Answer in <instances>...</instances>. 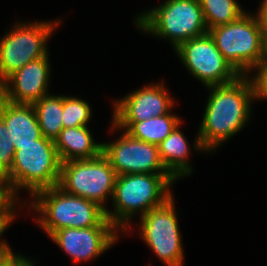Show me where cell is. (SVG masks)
I'll return each instance as SVG.
<instances>
[{"mask_svg": "<svg viewBox=\"0 0 267 266\" xmlns=\"http://www.w3.org/2000/svg\"><path fill=\"white\" fill-rule=\"evenodd\" d=\"M207 90L209 97L192 145L194 151L213 153L247 126L254 93L247 75H240L225 85L207 87Z\"/></svg>", "mask_w": 267, "mask_h": 266, "instance_id": "cell-1", "label": "cell"}, {"mask_svg": "<svg viewBox=\"0 0 267 266\" xmlns=\"http://www.w3.org/2000/svg\"><path fill=\"white\" fill-rule=\"evenodd\" d=\"M177 182L171 174L117 175L111 200L114 210L107 209L106 217L122 234L131 233L133 216L140 213L141 217L164 204L173 196L170 187Z\"/></svg>", "mask_w": 267, "mask_h": 266, "instance_id": "cell-2", "label": "cell"}, {"mask_svg": "<svg viewBox=\"0 0 267 266\" xmlns=\"http://www.w3.org/2000/svg\"><path fill=\"white\" fill-rule=\"evenodd\" d=\"M29 210L36 211L34 220L39 228L50 236L63 228H87L94 226H114L106 217V210L97 203L85 198L66 193L58 185L36 192ZM30 204V205H29Z\"/></svg>", "mask_w": 267, "mask_h": 266, "instance_id": "cell-3", "label": "cell"}, {"mask_svg": "<svg viewBox=\"0 0 267 266\" xmlns=\"http://www.w3.org/2000/svg\"><path fill=\"white\" fill-rule=\"evenodd\" d=\"M138 14L134 17L138 30L166 39L173 50L184 41L208 33L199 0H164Z\"/></svg>", "mask_w": 267, "mask_h": 266, "instance_id": "cell-4", "label": "cell"}, {"mask_svg": "<svg viewBox=\"0 0 267 266\" xmlns=\"http://www.w3.org/2000/svg\"><path fill=\"white\" fill-rule=\"evenodd\" d=\"M61 161L53 140L42 136L15 151L12 169L3 177L18 197L22 189L36 192L59 184Z\"/></svg>", "mask_w": 267, "mask_h": 266, "instance_id": "cell-5", "label": "cell"}, {"mask_svg": "<svg viewBox=\"0 0 267 266\" xmlns=\"http://www.w3.org/2000/svg\"><path fill=\"white\" fill-rule=\"evenodd\" d=\"M61 20L16 22L0 38V85L27 63L45 57L48 40Z\"/></svg>", "mask_w": 267, "mask_h": 266, "instance_id": "cell-6", "label": "cell"}, {"mask_svg": "<svg viewBox=\"0 0 267 266\" xmlns=\"http://www.w3.org/2000/svg\"><path fill=\"white\" fill-rule=\"evenodd\" d=\"M217 48L240 75L258 65L262 54V35L255 14L249 11L226 25L208 29Z\"/></svg>", "mask_w": 267, "mask_h": 266, "instance_id": "cell-7", "label": "cell"}, {"mask_svg": "<svg viewBox=\"0 0 267 266\" xmlns=\"http://www.w3.org/2000/svg\"><path fill=\"white\" fill-rule=\"evenodd\" d=\"M116 178V171L101 153L93 159L61 163L58 186L66 193L91 200L107 210L105 204L113 197Z\"/></svg>", "mask_w": 267, "mask_h": 266, "instance_id": "cell-8", "label": "cell"}, {"mask_svg": "<svg viewBox=\"0 0 267 266\" xmlns=\"http://www.w3.org/2000/svg\"><path fill=\"white\" fill-rule=\"evenodd\" d=\"M174 196L139 217V235L165 266H184V248Z\"/></svg>", "mask_w": 267, "mask_h": 266, "instance_id": "cell-9", "label": "cell"}, {"mask_svg": "<svg viewBox=\"0 0 267 266\" xmlns=\"http://www.w3.org/2000/svg\"><path fill=\"white\" fill-rule=\"evenodd\" d=\"M174 51L189 74L206 88L234 82L240 76L209 33L184 41Z\"/></svg>", "mask_w": 267, "mask_h": 266, "instance_id": "cell-10", "label": "cell"}, {"mask_svg": "<svg viewBox=\"0 0 267 266\" xmlns=\"http://www.w3.org/2000/svg\"><path fill=\"white\" fill-rule=\"evenodd\" d=\"M102 154L117 175L170 174L161 161L157 145L135 139L124 130L118 139L102 142Z\"/></svg>", "mask_w": 267, "mask_h": 266, "instance_id": "cell-11", "label": "cell"}, {"mask_svg": "<svg viewBox=\"0 0 267 266\" xmlns=\"http://www.w3.org/2000/svg\"><path fill=\"white\" fill-rule=\"evenodd\" d=\"M119 234V235H118ZM122 234L115 226L63 228L49 237L75 263L92 261L116 244Z\"/></svg>", "mask_w": 267, "mask_h": 266, "instance_id": "cell-12", "label": "cell"}, {"mask_svg": "<svg viewBox=\"0 0 267 266\" xmlns=\"http://www.w3.org/2000/svg\"><path fill=\"white\" fill-rule=\"evenodd\" d=\"M161 81L114 100L112 122H141L170 113L177 101Z\"/></svg>", "mask_w": 267, "mask_h": 266, "instance_id": "cell-13", "label": "cell"}, {"mask_svg": "<svg viewBox=\"0 0 267 266\" xmlns=\"http://www.w3.org/2000/svg\"><path fill=\"white\" fill-rule=\"evenodd\" d=\"M50 52L33 60L10 75L0 85V96L17 104H34L43 96L50 94L49 83L51 64Z\"/></svg>", "mask_w": 267, "mask_h": 266, "instance_id": "cell-14", "label": "cell"}, {"mask_svg": "<svg viewBox=\"0 0 267 266\" xmlns=\"http://www.w3.org/2000/svg\"><path fill=\"white\" fill-rule=\"evenodd\" d=\"M0 117L6 123L15 150L35 143L42 137L35 108L32 104H17L0 96Z\"/></svg>", "mask_w": 267, "mask_h": 266, "instance_id": "cell-15", "label": "cell"}, {"mask_svg": "<svg viewBox=\"0 0 267 266\" xmlns=\"http://www.w3.org/2000/svg\"><path fill=\"white\" fill-rule=\"evenodd\" d=\"M93 138L88 126L63 128L54 140L61 163L98 157L102 153V143Z\"/></svg>", "mask_w": 267, "mask_h": 266, "instance_id": "cell-16", "label": "cell"}, {"mask_svg": "<svg viewBox=\"0 0 267 266\" xmlns=\"http://www.w3.org/2000/svg\"><path fill=\"white\" fill-rule=\"evenodd\" d=\"M180 123L170 135L158 145L159 155L166 170L179 182L194 172L189 155L192 148Z\"/></svg>", "mask_w": 267, "mask_h": 266, "instance_id": "cell-17", "label": "cell"}, {"mask_svg": "<svg viewBox=\"0 0 267 266\" xmlns=\"http://www.w3.org/2000/svg\"><path fill=\"white\" fill-rule=\"evenodd\" d=\"M178 116L170 112L141 122H111L109 130L111 132L124 130L135 139L158 146L183 122Z\"/></svg>", "mask_w": 267, "mask_h": 266, "instance_id": "cell-18", "label": "cell"}, {"mask_svg": "<svg viewBox=\"0 0 267 266\" xmlns=\"http://www.w3.org/2000/svg\"><path fill=\"white\" fill-rule=\"evenodd\" d=\"M42 136L55 140L63 129V95L48 94L33 104Z\"/></svg>", "mask_w": 267, "mask_h": 266, "instance_id": "cell-19", "label": "cell"}, {"mask_svg": "<svg viewBox=\"0 0 267 266\" xmlns=\"http://www.w3.org/2000/svg\"><path fill=\"white\" fill-rule=\"evenodd\" d=\"M199 2L207 29L234 22L246 13L237 0H199Z\"/></svg>", "mask_w": 267, "mask_h": 266, "instance_id": "cell-20", "label": "cell"}, {"mask_svg": "<svg viewBox=\"0 0 267 266\" xmlns=\"http://www.w3.org/2000/svg\"><path fill=\"white\" fill-rule=\"evenodd\" d=\"M91 107L85 99L63 94V128L89 126L93 113Z\"/></svg>", "mask_w": 267, "mask_h": 266, "instance_id": "cell-21", "label": "cell"}, {"mask_svg": "<svg viewBox=\"0 0 267 266\" xmlns=\"http://www.w3.org/2000/svg\"><path fill=\"white\" fill-rule=\"evenodd\" d=\"M19 201H21L20 197H17L4 178L0 177V220H15L18 215L16 208L19 205V208L22 206L24 208V205Z\"/></svg>", "mask_w": 267, "mask_h": 266, "instance_id": "cell-22", "label": "cell"}, {"mask_svg": "<svg viewBox=\"0 0 267 266\" xmlns=\"http://www.w3.org/2000/svg\"><path fill=\"white\" fill-rule=\"evenodd\" d=\"M15 151L8 127L0 117V177L12 169Z\"/></svg>", "mask_w": 267, "mask_h": 266, "instance_id": "cell-23", "label": "cell"}, {"mask_svg": "<svg viewBox=\"0 0 267 266\" xmlns=\"http://www.w3.org/2000/svg\"><path fill=\"white\" fill-rule=\"evenodd\" d=\"M247 76L252 83L254 101L261 99L267 101V62H259Z\"/></svg>", "mask_w": 267, "mask_h": 266, "instance_id": "cell-24", "label": "cell"}, {"mask_svg": "<svg viewBox=\"0 0 267 266\" xmlns=\"http://www.w3.org/2000/svg\"><path fill=\"white\" fill-rule=\"evenodd\" d=\"M30 258L22 255L21 253H16L10 247L0 256V266H24Z\"/></svg>", "mask_w": 267, "mask_h": 266, "instance_id": "cell-25", "label": "cell"}, {"mask_svg": "<svg viewBox=\"0 0 267 266\" xmlns=\"http://www.w3.org/2000/svg\"><path fill=\"white\" fill-rule=\"evenodd\" d=\"M258 19L262 32H267V0H262L258 10L254 13Z\"/></svg>", "mask_w": 267, "mask_h": 266, "instance_id": "cell-26", "label": "cell"}, {"mask_svg": "<svg viewBox=\"0 0 267 266\" xmlns=\"http://www.w3.org/2000/svg\"><path fill=\"white\" fill-rule=\"evenodd\" d=\"M15 220H0V237L6 232V229L9 228ZM0 248H10L9 243H7L6 239L3 240L0 238Z\"/></svg>", "mask_w": 267, "mask_h": 266, "instance_id": "cell-27", "label": "cell"}, {"mask_svg": "<svg viewBox=\"0 0 267 266\" xmlns=\"http://www.w3.org/2000/svg\"><path fill=\"white\" fill-rule=\"evenodd\" d=\"M260 62H267V32H263L262 35V54Z\"/></svg>", "mask_w": 267, "mask_h": 266, "instance_id": "cell-28", "label": "cell"}, {"mask_svg": "<svg viewBox=\"0 0 267 266\" xmlns=\"http://www.w3.org/2000/svg\"><path fill=\"white\" fill-rule=\"evenodd\" d=\"M37 261H34L32 258L24 266H35Z\"/></svg>", "mask_w": 267, "mask_h": 266, "instance_id": "cell-29", "label": "cell"}, {"mask_svg": "<svg viewBox=\"0 0 267 266\" xmlns=\"http://www.w3.org/2000/svg\"><path fill=\"white\" fill-rule=\"evenodd\" d=\"M9 248H0V256L7 251Z\"/></svg>", "mask_w": 267, "mask_h": 266, "instance_id": "cell-30", "label": "cell"}]
</instances>
